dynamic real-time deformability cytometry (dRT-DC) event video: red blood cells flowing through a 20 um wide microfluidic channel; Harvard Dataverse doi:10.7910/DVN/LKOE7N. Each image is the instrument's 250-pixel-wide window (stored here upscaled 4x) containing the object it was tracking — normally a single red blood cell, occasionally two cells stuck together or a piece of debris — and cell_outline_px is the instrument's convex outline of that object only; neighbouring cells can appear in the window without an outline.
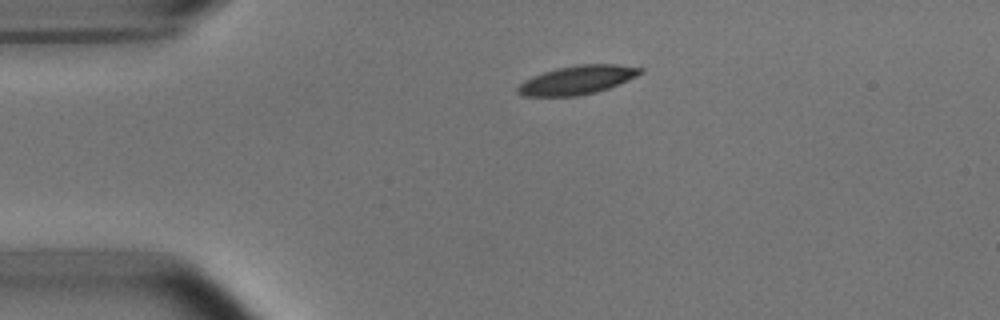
{"species": "common noctule bat (a hibernating species)", "species_latin": "Nyctalus noctula", "temperature_condition": "room temperature", "stored_images_in_passage": 43, "camera_frame_rate_fps": 3000, "um_per_image_px": 0.085, "animal": {"sex": "male", "body_mass_g": 15.6}, "frame": {"image": 1, "passage_image": 1, "time_ms": 0.0, "image_size_px": [1000, 320], "cell_outline_px": [[644, 72], [628, 80], [608, 88], [596, 92], [576, 96], [524, 96], [516, 92], [516, 88], [524, 80], [532, 76], [556, 68], [580, 64], [616, 64], [644, 68]], "centroid_in_image_um": [49.06, 6.79], "position_along_channel_um": 35.9, "area_um2": 20.52}}
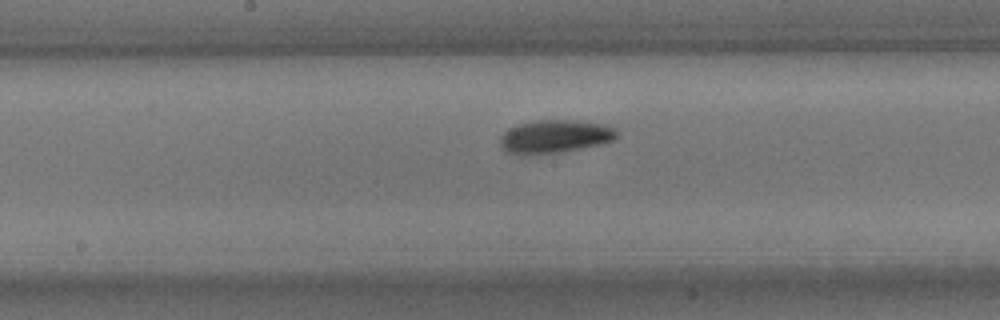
{"frame": {"image": 2, "passage_image": 17, "time_ms": 5.333, "image_size_px": [1000, 320], "cell_outline_px": [[620, 132], [616, 140], [600, 144], [564, 152], [508, 152], [500, 144], [500, 136], [508, 128], [516, 124], [536, 120], [572, 120], [604, 124], [616, 128]], "centroid_in_image_um": [47.25, 11.56], "position_along_channel_um": 200.9, "area_um2": 22.25}}
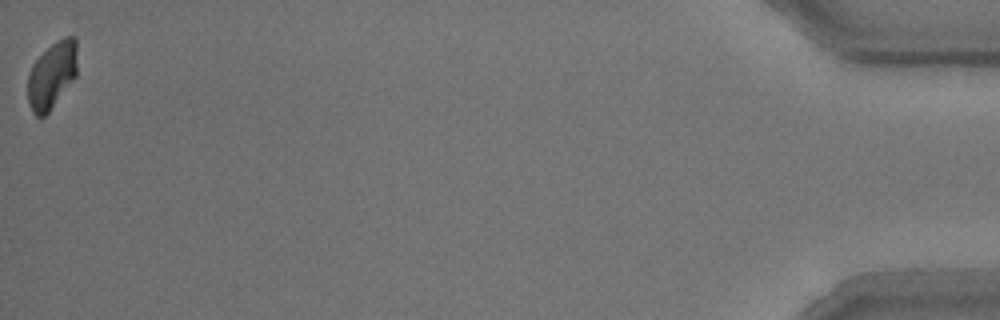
{"frame": {"image": 3, "passage_image": 43, "time_ms": 14.0, "image_size_px": [1000, 320], "cell_outline_px": [[76, 76], [48, 112], [44, 116], [36, 116], [32, 112], [28, 100], [28, 76], [32, 64], [52, 44], [64, 36], [76, 36]], "centroid_in_image_um": [4.41, 6.38], "position_along_channel_um": 430.8, "area_um2": 18.96}, "authors_computed_cell_mechanics": {"area_um2": 20.8658, "velocity_mm_per_s": 3.7302, "shape_relaxation_time_tau1_ms": 3.8197, "shape_relaxation_time_tau2_ms": 5.8785, "deformation_change_tau1": 0.1601, "deformation_change_tau2": 0.1155}}